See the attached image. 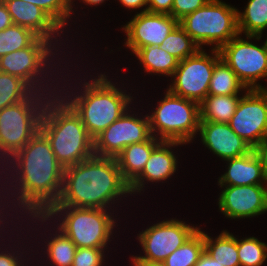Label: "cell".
Returning <instances> with one entry per match:
<instances>
[{
    "label": "cell",
    "mask_w": 267,
    "mask_h": 266,
    "mask_svg": "<svg viewBox=\"0 0 267 266\" xmlns=\"http://www.w3.org/2000/svg\"><path fill=\"white\" fill-rule=\"evenodd\" d=\"M131 194L115 157H99L64 168L62 190L53 206L106 209L118 196Z\"/></svg>",
    "instance_id": "1"
},
{
    "label": "cell",
    "mask_w": 267,
    "mask_h": 266,
    "mask_svg": "<svg viewBox=\"0 0 267 266\" xmlns=\"http://www.w3.org/2000/svg\"><path fill=\"white\" fill-rule=\"evenodd\" d=\"M19 156L23 179L50 209L61 194L64 167L57 161L49 140L38 131Z\"/></svg>",
    "instance_id": "2"
},
{
    "label": "cell",
    "mask_w": 267,
    "mask_h": 266,
    "mask_svg": "<svg viewBox=\"0 0 267 266\" xmlns=\"http://www.w3.org/2000/svg\"><path fill=\"white\" fill-rule=\"evenodd\" d=\"M238 10L220 0H209L204 6L185 15L179 25L198 44L212 45L219 50L232 38L240 35Z\"/></svg>",
    "instance_id": "3"
},
{
    "label": "cell",
    "mask_w": 267,
    "mask_h": 266,
    "mask_svg": "<svg viewBox=\"0 0 267 266\" xmlns=\"http://www.w3.org/2000/svg\"><path fill=\"white\" fill-rule=\"evenodd\" d=\"M93 81L84 82V106L81 121L94 139L129 109L131 96L115 87L101 74Z\"/></svg>",
    "instance_id": "4"
},
{
    "label": "cell",
    "mask_w": 267,
    "mask_h": 266,
    "mask_svg": "<svg viewBox=\"0 0 267 266\" xmlns=\"http://www.w3.org/2000/svg\"><path fill=\"white\" fill-rule=\"evenodd\" d=\"M148 116L150 130L159 140L190 143L199 130V103L166 91L164 99ZM154 133V134H153Z\"/></svg>",
    "instance_id": "5"
},
{
    "label": "cell",
    "mask_w": 267,
    "mask_h": 266,
    "mask_svg": "<svg viewBox=\"0 0 267 266\" xmlns=\"http://www.w3.org/2000/svg\"><path fill=\"white\" fill-rule=\"evenodd\" d=\"M59 213L64 218L57 230L68 236L77 248H106L115 226L107 209L52 206L48 219Z\"/></svg>",
    "instance_id": "6"
},
{
    "label": "cell",
    "mask_w": 267,
    "mask_h": 266,
    "mask_svg": "<svg viewBox=\"0 0 267 266\" xmlns=\"http://www.w3.org/2000/svg\"><path fill=\"white\" fill-rule=\"evenodd\" d=\"M41 132L49 140L57 161L64 168L95 155L94 139L88 134L81 119H64Z\"/></svg>",
    "instance_id": "7"
},
{
    "label": "cell",
    "mask_w": 267,
    "mask_h": 266,
    "mask_svg": "<svg viewBox=\"0 0 267 266\" xmlns=\"http://www.w3.org/2000/svg\"><path fill=\"white\" fill-rule=\"evenodd\" d=\"M211 51L212 57L200 49L193 56L179 61L172 75L174 82L168 90L200 104L208 95L214 65L221 59L218 50L213 48Z\"/></svg>",
    "instance_id": "8"
},
{
    "label": "cell",
    "mask_w": 267,
    "mask_h": 266,
    "mask_svg": "<svg viewBox=\"0 0 267 266\" xmlns=\"http://www.w3.org/2000/svg\"><path fill=\"white\" fill-rule=\"evenodd\" d=\"M220 58L235 72L247 90L267 89L257 80L267 78V48L257 46L239 35L224 44L219 50Z\"/></svg>",
    "instance_id": "9"
},
{
    "label": "cell",
    "mask_w": 267,
    "mask_h": 266,
    "mask_svg": "<svg viewBox=\"0 0 267 266\" xmlns=\"http://www.w3.org/2000/svg\"><path fill=\"white\" fill-rule=\"evenodd\" d=\"M198 229L176 219L154 224L138 234L145 256L132 257L131 261L163 262Z\"/></svg>",
    "instance_id": "10"
},
{
    "label": "cell",
    "mask_w": 267,
    "mask_h": 266,
    "mask_svg": "<svg viewBox=\"0 0 267 266\" xmlns=\"http://www.w3.org/2000/svg\"><path fill=\"white\" fill-rule=\"evenodd\" d=\"M240 98L229 125L252 148L267 137V89H250Z\"/></svg>",
    "instance_id": "11"
},
{
    "label": "cell",
    "mask_w": 267,
    "mask_h": 266,
    "mask_svg": "<svg viewBox=\"0 0 267 266\" xmlns=\"http://www.w3.org/2000/svg\"><path fill=\"white\" fill-rule=\"evenodd\" d=\"M128 111L94 138L95 156L116 157L128 145L144 142L152 136L148 115L141 119L130 116Z\"/></svg>",
    "instance_id": "12"
},
{
    "label": "cell",
    "mask_w": 267,
    "mask_h": 266,
    "mask_svg": "<svg viewBox=\"0 0 267 266\" xmlns=\"http://www.w3.org/2000/svg\"><path fill=\"white\" fill-rule=\"evenodd\" d=\"M179 24L170 14L140 12L123 29L126 32V46L135 54L140 48L160 46L168 34Z\"/></svg>",
    "instance_id": "13"
},
{
    "label": "cell",
    "mask_w": 267,
    "mask_h": 266,
    "mask_svg": "<svg viewBox=\"0 0 267 266\" xmlns=\"http://www.w3.org/2000/svg\"><path fill=\"white\" fill-rule=\"evenodd\" d=\"M219 197V209L228 218H248L267 211V187L242 185L224 187Z\"/></svg>",
    "instance_id": "14"
},
{
    "label": "cell",
    "mask_w": 267,
    "mask_h": 266,
    "mask_svg": "<svg viewBox=\"0 0 267 266\" xmlns=\"http://www.w3.org/2000/svg\"><path fill=\"white\" fill-rule=\"evenodd\" d=\"M38 131L21 102L0 110V145L4 148L20 151Z\"/></svg>",
    "instance_id": "15"
},
{
    "label": "cell",
    "mask_w": 267,
    "mask_h": 266,
    "mask_svg": "<svg viewBox=\"0 0 267 266\" xmlns=\"http://www.w3.org/2000/svg\"><path fill=\"white\" fill-rule=\"evenodd\" d=\"M202 143L223 160L249 153L253 148L230 127L229 123L200 121Z\"/></svg>",
    "instance_id": "16"
},
{
    "label": "cell",
    "mask_w": 267,
    "mask_h": 266,
    "mask_svg": "<svg viewBox=\"0 0 267 266\" xmlns=\"http://www.w3.org/2000/svg\"><path fill=\"white\" fill-rule=\"evenodd\" d=\"M51 43L50 40L38 37L30 46L0 57V71L24 78L41 67L52 54L55 55Z\"/></svg>",
    "instance_id": "17"
},
{
    "label": "cell",
    "mask_w": 267,
    "mask_h": 266,
    "mask_svg": "<svg viewBox=\"0 0 267 266\" xmlns=\"http://www.w3.org/2000/svg\"><path fill=\"white\" fill-rule=\"evenodd\" d=\"M13 24L32 30L39 37L52 40L61 29L39 6L23 0H2Z\"/></svg>",
    "instance_id": "18"
},
{
    "label": "cell",
    "mask_w": 267,
    "mask_h": 266,
    "mask_svg": "<svg viewBox=\"0 0 267 266\" xmlns=\"http://www.w3.org/2000/svg\"><path fill=\"white\" fill-rule=\"evenodd\" d=\"M184 143L176 141H161L151 152L141 174L129 185L131 194L142 191L144 181L158 182L168 179L177 168V159L170 147Z\"/></svg>",
    "instance_id": "19"
},
{
    "label": "cell",
    "mask_w": 267,
    "mask_h": 266,
    "mask_svg": "<svg viewBox=\"0 0 267 266\" xmlns=\"http://www.w3.org/2000/svg\"><path fill=\"white\" fill-rule=\"evenodd\" d=\"M71 99L56 96L52 102H45L42 106H25L29 111L35 127L42 129L58 123L64 119H81L84 106V91ZM60 97V98H59ZM66 101V102H65Z\"/></svg>",
    "instance_id": "20"
},
{
    "label": "cell",
    "mask_w": 267,
    "mask_h": 266,
    "mask_svg": "<svg viewBox=\"0 0 267 266\" xmlns=\"http://www.w3.org/2000/svg\"><path fill=\"white\" fill-rule=\"evenodd\" d=\"M224 161L228 162V170L219 177V185H259L267 182L260 160L253 149L243 156Z\"/></svg>",
    "instance_id": "21"
},
{
    "label": "cell",
    "mask_w": 267,
    "mask_h": 266,
    "mask_svg": "<svg viewBox=\"0 0 267 266\" xmlns=\"http://www.w3.org/2000/svg\"><path fill=\"white\" fill-rule=\"evenodd\" d=\"M0 152H1L0 153V158H1L0 161H2L3 160L2 158L4 157L3 161L5 162V159L8 157L9 159L7 158V163H8V160H11L10 162L15 166V167L14 166L13 167L9 166V167H12L13 169L17 168L16 170H13V171L18 172L16 174L19 176L18 177L16 175V177H17L16 183H17V181H19L18 186H20V187L17 188V184L15 185L16 186L15 189H17V191H19L18 192L19 196L16 198V199H18L17 200V202L19 203L18 206L22 205L21 208H24V209H22V211H24L26 209L25 210L26 213H27V211L30 213L29 216L37 218L39 221L42 219L41 220L42 223H43V221L46 222L47 220H49L48 219L49 208L35 195V193L31 189V187L23 179V176L21 173V163H20L19 151L10 150V149L4 148L3 146L0 145ZM1 155H3V156H1ZM7 163H6V165H7ZM3 173H4V171H3ZM13 177L15 178V175ZM14 182H15V179L12 183H14Z\"/></svg>",
    "instance_id": "22"
},
{
    "label": "cell",
    "mask_w": 267,
    "mask_h": 266,
    "mask_svg": "<svg viewBox=\"0 0 267 266\" xmlns=\"http://www.w3.org/2000/svg\"><path fill=\"white\" fill-rule=\"evenodd\" d=\"M157 138L152 135L144 142L128 145L115 157L121 174L129 185L141 174L152 150L161 142Z\"/></svg>",
    "instance_id": "23"
},
{
    "label": "cell",
    "mask_w": 267,
    "mask_h": 266,
    "mask_svg": "<svg viewBox=\"0 0 267 266\" xmlns=\"http://www.w3.org/2000/svg\"><path fill=\"white\" fill-rule=\"evenodd\" d=\"M241 97L235 95H207L199 104L200 121L229 123Z\"/></svg>",
    "instance_id": "24"
},
{
    "label": "cell",
    "mask_w": 267,
    "mask_h": 266,
    "mask_svg": "<svg viewBox=\"0 0 267 266\" xmlns=\"http://www.w3.org/2000/svg\"><path fill=\"white\" fill-rule=\"evenodd\" d=\"M239 33H245L247 39H261L267 28V0H249L245 11L237 13Z\"/></svg>",
    "instance_id": "25"
},
{
    "label": "cell",
    "mask_w": 267,
    "mask_h": 266,
    "mask_svg": "<svg viewBox=\"0 0 267 266\" xmlns=\"http://www.w3.org/2000/svg\"><path fill=\"white\" fill-rule=\"evenodd\" d=\"M204 233V251L223 266H240L237 238L227 231L213 240Z\"/></svg>",
    "instance_id": "26"
},
{
    "label": "cell",
    "mask_w": 267,
    "mask_h": 266,
    "mask_svg": "<svg viewBox=\"0 0 267 266\" xmlns=\"http://www.w3.org/2000/svg\"><path fill=\"white\" fill-rule=\"evenodd\" d=\"M135 55L143 64L144 70L154 74H164L172 77L179 63L176 57L157 45L140 48Z\"/></svg>",
    "instance_id": "27"
},
{
    "label": "cell",
    "mask_w": 267,
    "mask_h": 266,
    "mask_svg": "<svg viewBox=\"0 0 267 266\" xmlns=\"http://www.w3.org/2000/svg\"><path fill=\"white\" fill-rule=\"evenodd\" d=\"M247 89L235 72L220 59L215 65L208 95H235L239 91Z\"/></svg>",
    "instance_id": "28"
},
{
    "label": "cell",
    "mask_w": 267,
    "mask_h": 266,
    "mask_svg": "<svg viewBox=\"0 0 267 266\" xmlns=\"http://www.w3.org/2000/svg\"><path fill=\"white\" fill-rule=\"evenodd\" d=\"M204 252V232L200 228L163 262L166 266H194Z\"/></svg>",
    "instance_id": "29"
},
{
    "label": "cell",
    "mask_w": 267,
    "mask_h": 266,
    "mask_svg": "<svg viewBox=\"0 0 267 266\" xmlns=\"http://www.w3.org/2000/svg\"><path fill=\"white\" fill-rule=\"evenodd\" d=\"M47 62L49 63V61L47 60L37 70L31 71L28 75H26L24 78L21 79V103L24 106H42L44 101L52 102L55 100L54 96H57V94L51 96L49 94L51 90H49V92H47L48 94H46L49 96H45L43 91H42V93H39V92H41L40 90H41V86H42L40 84L43 83V81L41 80V79H43L42 78L43 76H41V74H44V70H45L44 68L45 67L48 69L50 68V67H48V66H50V63L48 65H46ZM38 75L41 77V79H38V78H40ZM39 81H41V82H39ZM43 96H45V97H43ZM51 97H53V98L51 99Z\"/></svg>",
    "instance_id": "30"
},
{
    "label": "cell",
    "mask_w": 267,
    "mask_h": 266,
    "mask_svg": "<svg viewBox=\"0 0 267 266\" xmlns=\"http://www.w3.org/2000/svg\"><path fill=\"white\" fill-rule=\"evenodd\" d=\"M160 47L179 61L193 56L201 49L179 24L168 34Z\"/></svg>",
    "instance_id": "31"
},
{
    "label": "cell",
    "mask_w": 267,
    "mask_h": 266,
    "mask_svg": "<svg viewBox=\"0 0 267 266\" xmlns=\"http://www.w3.org/2000/svg\"><path fill=\"white\" fill-rule=\"evenodd\" d=\"M38 37L32 30L12 24L0 31V57L30 46Z\"/></svg>",
    "instance_id": "32"
},
{
    "label": "cell",
    "mask_w": 267,
    "mask_h": 266,
    "mask_svg": "<svg viewBox=\"0 0 267 266\" xmlns=\"http://www.w3.org/2000/svg\"><path fill=\"white\" fill-rule=\"evenodd\" d=\"M47 256L56 266H72L77 247L61 230L47 241Z\"/></svg>",
    "instance_id": "33"
},
{
    "label": "cell",
    "mask_w": 267,
    "mask_h": 266,
    "mask_svg": "<svg viewBox=\"0 0 267 266\" xmlns=\"http://www.w3.org/2000/svg\"><path fill=\"white\" fill-rule=\"evenodd\" d=\"M240 266H261L267 258V244L255 237L237 239Z\"/></svg>",
    "instance_id": "34"
},
{
    "label": "cell",
    "mask_w": 267,
    "mask_h": 266,
    "mask_svg": "<svg viewBox=\"0 0 267 266\" xmlns=\"http://www.w3.org/2000/svg\"><path fill=\"white\" fill-rule=\"evenodd\" d=\"M39 6L61 29L71 16L70 0H23Z\"/></svg>",
    "instance_id": "35"
},
{
    "label": "cell",
    "mask_w": 267,
    "mask_h": 266,
    "mask_svg": "<svg viewBox=\"0 0 267 266\" xmlns=\"http://www.w3.org/2000/svg\"><path fill=\"white\" fill-rule=\"evenodd\" d=\"M21 102V78L0 71V110Z\"/></svg>",
    "instance_id": "36"
},
{
    "label": "cell",
    "mask_w": 267,
    "mask_h": 266,
    "mask_svg": "<svg viewBox=\"0 0 267 266\" xmlns=\"http://www.w3.org/2000/svg\"><path fill=\"white\" fill-rule=\"evenodd\" d=\"M105 248H77L72 266H102Z\"/></svg>",
    "instance_id": "37"
},
{
    "label": "cell",
    "mask_w": 267,
    "mask_h": 266,
    "mask_svg": "<svg viewBox=\"0 0 267 266\" xmlns=\"http://www.w3.org/2000/svg\"><path fill=\"white\" fill-rule=\"evenodd\" d=\"M209 0H174L172 16L178 21L185 15L204 6Z\"/></svg>",
    "instance_id": "38"
},
{
    "label": "cell",
    "mask_w": 267,
    "mask_h": 266,
    "mask_svg": "<svg viewBox=\"0 0 267 266\" xmlns=\"http://www.w3.org/2000/svg\"><path fill=\"white\" fill-rule=\"evenodd\" d=\"M174 0H148V7L141 12L164 13L172 15Z\"/></svg>",
    "instance_id": "39"
},
{
    "label": "cell",
    "mask_w": 267,
    "mask_h": 266,
    "mask_svg": "<svg viewBox=\"0 0 267 266\" xmlns=\"http://www.w3.org/2000/svg\"><path fill=\"white\" fill-rule=\"evenodd\" d=\"M253 150L260 160L264 175L267 179V137L254 147Z\"/></svg>",
    "instance_id": "40"
},
{
    "label": "cell",
    "mask_w": 267,
    "mask_h": 266,
    "mask_svg": "<svg viewBox=\"0 0 267 266\" xmlns=\"http://www.w3.org/2000/svg\"><path fill=\"white\" fill-rule=\"evenodd\" d=\"M4 251H2L0 253V266H23L20 262L22 260H19L20 259V256H14L15 254H11L7 251V254H6V251L5 253H3Z\"/></svg>",
    "instance_id": "41"
},
{
    "label": "cell",
    "mask_w": 267,
    "mask_h": 266,
    "mask_svg": "<svg viewBox=\"0 0 267 266\" xmlns=\"http://www.w3.org/2000/svg\"><path fill=\"white\" fill-rule=\"evenodd\" d=\"M13 24L11 16L5 6L4 2L0 0V31Z\"/></svg>",
    "instance_id": "42"
},
{
    "label": "cell",
    "mask_w": 267,
    "mask_h": 266,
    "mask_svg": "<svg viewBox=\"0 0 267 266\" xmlns=\"http://www.w3.org/2000/svg\"><path fill=\"white\" fill-rule=\"evenodd\" d=\"M194 266H223L218 261L214 260L205 251L201 254L198 262Z\"/></svg>",
    "instance_id": "43"
},
{
    "label": "cell",
    "mask_w": 267,
    "mask_h": 266,
    "mask_svg": "<svg viewBox=\"0 0 267 266\" xmlns=\"http://www.w3.org/2000/svg\"><path fill=\"white\" fill-rule=\"evenodd\" d=\"M126 8L137 9L148 5V0H119Z\"/></svg>",
    "instance_id": "44"
},
{
    "label": "cell",
    "mask_w": 267,
    "mask_h": 266,
    "mask_svg": "<svg viewBox=\"0 0 267 266\" xmlns=\"http://www.w3.org/2000/svg\"><path fill=\"white\" fill-rule=\"evenodd\" d=\"M133 266H166L164 262H150V261H132Z\"/></svg>",
    "instance_id": "45"
},
{
    "label": "cell",
    "mask_w": 267,
    "mask_h": 266,
    "mask_svg": "<svg viewBox=\"0 0 267 266\" xmlns=\"http://www.w3.org/2000/svg\"><path fill=\"white\" fill-rule=\"evenodd\" d=\"M73 1L70 0V8L72 10V3ZM84 3H87L89 5H99L100 3H103L104 0H83Z\"/></svg>",
    "instance_id": "46"
},
{
    "label": "cell",
    "mask_w": 267,
    "mask_h": 266,
    "mask_svg": "<svg viewBox=\"0 0 267 266\" xmlns=\"http://www.w3.org/2000/svg\"><path fill=\"white\" fill-rule=\"evenodd\" d=\"M264 44H265V46H266V48H267V39H266V41L264 42Z\"/></svg>",
    "instance_id": "47"
}]
</instances>
